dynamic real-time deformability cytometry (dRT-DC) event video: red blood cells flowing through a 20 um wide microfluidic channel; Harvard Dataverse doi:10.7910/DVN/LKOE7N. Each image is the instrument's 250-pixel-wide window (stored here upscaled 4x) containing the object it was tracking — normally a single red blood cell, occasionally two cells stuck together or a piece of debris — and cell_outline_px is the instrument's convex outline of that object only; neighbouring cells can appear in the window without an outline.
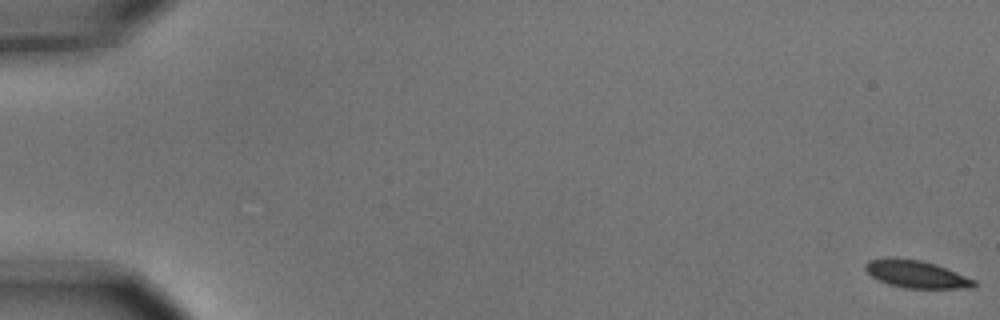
{"species": "common noctule bat (a hibernating species)", "species_latin": "Nyctalus noctula", "temperature_condition": "cold", "stored_images_in_passage": 6, "camera_frame_rate_fps": 3000, "um_per_image_px": 0.085, "animal": {"sex": "male", "body_mass_g": 15.6}, "frame": {"image": 1, "passage_image": 1, "time_ms": 0.0, "image_size_px": [1000, 320], "cell_outline_px": [[976, 284], [972, 288], [904, 288], [888, 284], [872, 276], [864, 268], [864, 264], [868, 260], [888, 256], [920, 260], [936, 264], [976, 280]], "centroid_in_image_um": [77.86, 23.28], "position_along_channel_um": 7.1, "area_um2": 17.51}}